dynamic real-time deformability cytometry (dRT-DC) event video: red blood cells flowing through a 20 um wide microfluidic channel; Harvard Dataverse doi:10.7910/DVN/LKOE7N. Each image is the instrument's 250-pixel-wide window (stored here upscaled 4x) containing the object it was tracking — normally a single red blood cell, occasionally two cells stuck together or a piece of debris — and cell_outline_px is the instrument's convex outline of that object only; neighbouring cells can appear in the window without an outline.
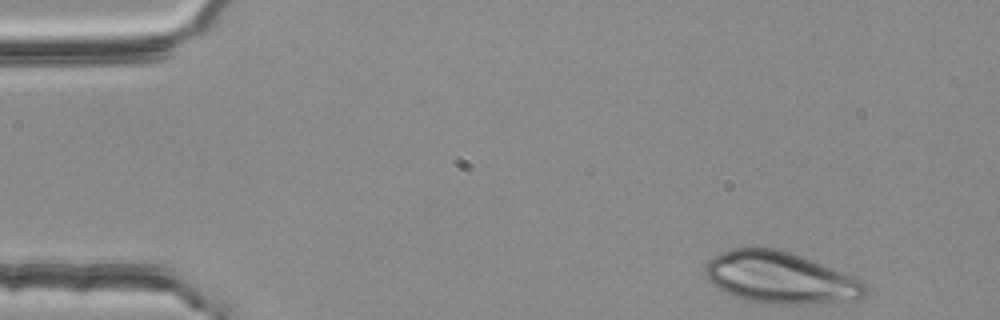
{"species": "common noctule bat (a hibernating species)", "species_latin": "Nyctalus noctula", "temperature_condition": "room temperature", "stored_images_in_passage": 12, "camera_frame_rate_fps": 3000, "um_per_image_px": 0.085, "animal": {"sex": "female", "body_mass_g": 25.1}, "frame": {"image": 1, "passage_image": 1, "time_ms": 0.0, "image_size_px": [1000, 320], "cell_outline_px": [[864, 292], [856, 300], [808, 304], [764, 304], [732, 296], [712, 284], [704, 276], [704, 268], [708, 260], [732, 248], [776, 248], [800, 256], [852, 276], [864, 284]], "centroid_in_image_um": [66.24, 23.62], "position_along_channel_um": 18.8, "area_um2": 47.51}}